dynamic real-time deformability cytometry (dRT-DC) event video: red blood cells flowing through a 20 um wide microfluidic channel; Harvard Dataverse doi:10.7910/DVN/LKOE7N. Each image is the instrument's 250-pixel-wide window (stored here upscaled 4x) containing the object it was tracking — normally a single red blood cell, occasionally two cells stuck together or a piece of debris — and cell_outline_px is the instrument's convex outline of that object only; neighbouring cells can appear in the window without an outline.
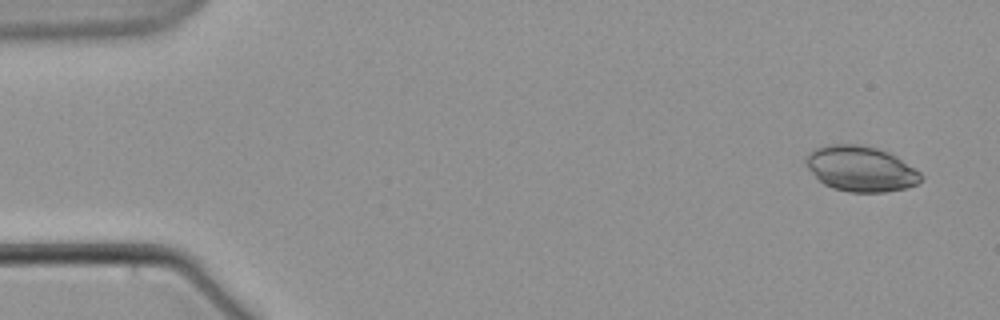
{"species": "common noctule bat (a hibernating species)", "species_latin": "Nyctalus noctula", "temperature_condition": "warm", "stored_images_in_passage": 7, "camera_frame_rate_fps": 3000, "um_per_image_px": 0.085, "animal": {"sex": "male", "body_mass_g": 21.5, "forearm_length_mm": 52.0}, "frame": {"image": 1, "passage_image": 1, "time_ms": 0.0, "image_size_px": [1000, 320], "cell_outline_px": [[924, 180], [916, 184], [904, 188], [884, 192], [848, 192], [832, 188], [824, 184], [804, 164], [804, 160], [808, 152], [816, 148], [832, 144], [860, 144], [876, 148], [888, 152], [896, 156], [920, 172], [924, 176]], "centroid_in_image_um": [73.16, 14.34], "position_along_channel_um": 11.8, "area_um2": 30.46}}
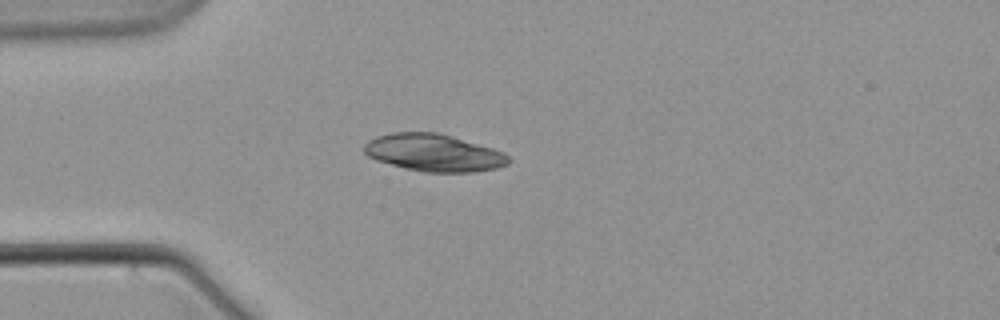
{"frame": {"image": 2, "passage_image": 5, "time_ms": 5.0, "image_size_px": [1000, 320], "cell_outline_px": [[512, 160], [508, 164], [496, 168], [476, 172], [424, 172], [404, 168], [376, 160], [368, 156], [364, 152], [364, 144], [368, 140], [376, 136], [392, 132], [436, 132], [452, 136], [492, 148], [504, 152]], "centroid_in_image_um": [36.87, 12.98], "position_along_channel_um": 48.1, "area_um2": 31.5}}